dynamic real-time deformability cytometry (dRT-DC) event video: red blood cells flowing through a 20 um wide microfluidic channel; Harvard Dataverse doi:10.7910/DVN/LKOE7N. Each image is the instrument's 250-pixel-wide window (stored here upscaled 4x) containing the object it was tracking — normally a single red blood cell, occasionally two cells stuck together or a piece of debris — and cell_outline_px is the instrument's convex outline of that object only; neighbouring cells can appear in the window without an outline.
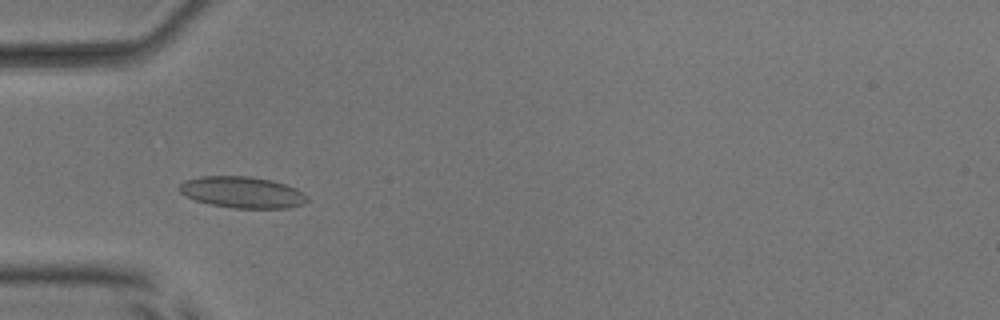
{"species": "common noctule bat (a hibernating species)", "species_latin": "Nyctalus noctula", "temperature_condition": "room temperature", "stored_images_in_passage": 51, "camera_frame_rate_fps": 3000, "um_per_image_px": 0.085, "animal": {"sex": "male", "body_mass_g": 17.9, "forearm_length_mm": 54.2}, "frame": {"image": 1, "passage_image": 16, "time_ms": 5.0, "image_size_px": [1000, 320], "cell_outline_px": [[308, 200], [304, 204], [288, 208], [232, 208], [212, 204], [196, 200], [184, 196], [176, 188], [184, 180], [200, 176], [252, 176], [272, 180], [296, 188], [304, 192], [308, 196]], "centroid_in_image_um": [20.59, 16.34], "position_along_channel_um": 64.4, "area_um2": 23.64}}
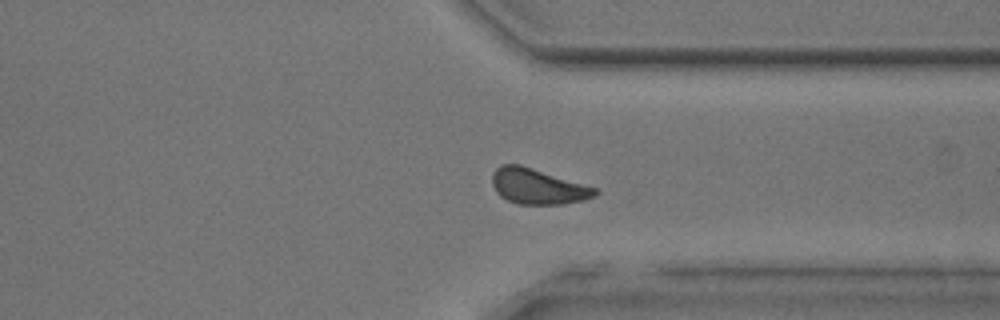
{"frame": {"image": 2, "passage_image": 39, "time_ms": 12.667, "image_size_px": [1000, 320], "cell_outline_px": [[600, 192], [596, 196], [584, 200], [560, 204], [516, 204], [500, 196], [496, 192], [492, 184], [492, 172], [500, 164], [520, 164], [596, 188]], "centroid_in_image_um": [45.68, 15.84], "position_along_channel_um": 365.7, "area_um2": 21.27}}
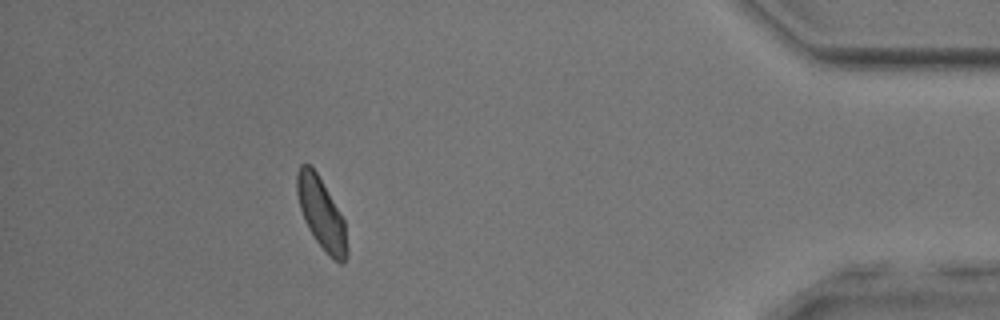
{"frame": {"image": 3, "passage_image": 46, "time_ms": 15.0, "image_size_px": [1000, 320], "cell_outline_px": [[348, 256], [344, 264], [340, 264], [316, 240], [308, 228], [304, 220], [300, 208], [296, 192], [296, 172], [300, 164], [308, 164], [316, 172], [344, 220], [348, 248]], "centroid_in_image_um": [27.31, 18.15], "position_along_channel_um": 407.9, "area_um2": 20.35}, "authors_computed_cell_mechanics": {"area_um2": 21.386, "velocity_mm_per_s": 3.9532, "shape_relaxation_time_tau1_ms": 2.6188, "shape_relaxation_time_tau2_ms": 0.812, "deformation_change_tau1": 0.0729, "deformation_change_tau2": 0.076}}